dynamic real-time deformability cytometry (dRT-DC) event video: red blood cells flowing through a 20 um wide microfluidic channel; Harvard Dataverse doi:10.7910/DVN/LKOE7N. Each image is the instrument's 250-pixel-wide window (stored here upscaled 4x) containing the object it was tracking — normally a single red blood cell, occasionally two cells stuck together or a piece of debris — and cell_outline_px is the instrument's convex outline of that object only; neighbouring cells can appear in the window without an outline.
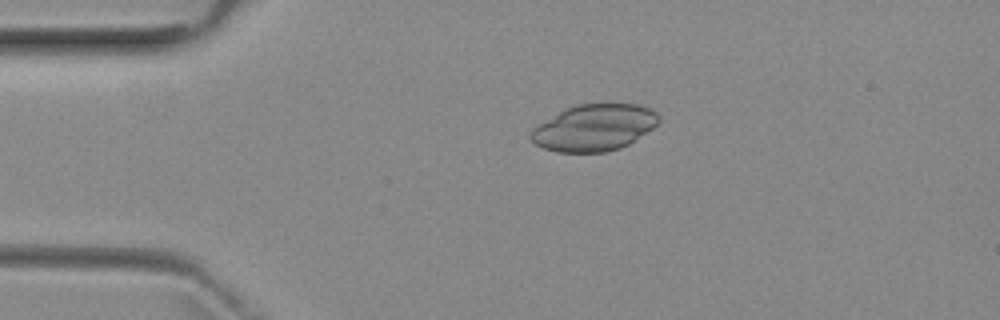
{"species": "common noctule bat (a hibernating species)", "species_latin": "Nyctalus noctula", "temperature_condition": "room temperature", "stored_images_in_passage": 2, "camera_frame_rate_fps": 3000, "um_per_image_px": 0.085, "animal": {"sex": "female", "body_mass_g": 29.2, "forearm_length_mm": 56.3}, "frame": {"image": 1, "passage_image": 1, "time_ms": 0.0, "image_size_px": [1000, 320], "cell_outline_px": [[660, 120], [652, 128], [628, 144], [620, 148], [604, 152], [556, 152], [544, 148], [536, 144], [528, 136], [532, 128], [536, 124], [576, 104], [640, 104], [652, 108], [660, 116]], "centroid_in_image_um": [50.49, 10.84], "position_along_channel_um": 34.5, "area_um2": 34.62}}